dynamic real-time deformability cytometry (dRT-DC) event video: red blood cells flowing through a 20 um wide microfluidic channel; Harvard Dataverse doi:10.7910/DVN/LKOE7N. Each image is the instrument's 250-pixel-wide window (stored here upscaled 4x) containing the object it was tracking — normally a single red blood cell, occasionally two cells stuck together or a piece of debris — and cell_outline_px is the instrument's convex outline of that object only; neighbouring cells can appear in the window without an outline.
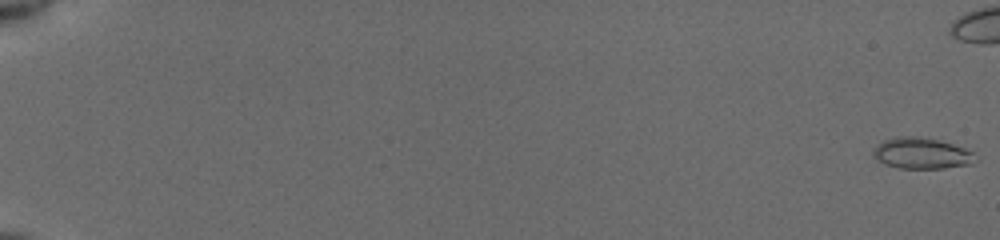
{"species": "common noctule bat (a hibernating species)", "species_latin": "Nyctalus noctula", "temperature_condition": "cold", "stored_images_in_passage": 49, "camera_frame_rate_fps": 3000, "um_per_image_px": 0.085, "animal": {"sex": "female", "body_mass_g": 19.5, "forearm_length_mm": 54.1}, "frame": {"image": 1, "passage_image": 1, "time_ms": 0.0, "image_size_px": [1000, 240], "cell_outline_px": [[976, 160], [972, 164], [944, 168], [900, 168], [884, 164], [872, 156], [872, 148], [876, 144], [884, 140], [896, 136], [912, 136], [936, 140], [952, 144], [964, 148], [972, 152]], "centroid_in_image_um": [78.27, 13.03], "position_along_channel_um": 6.7, "area_um2": 18.44}}
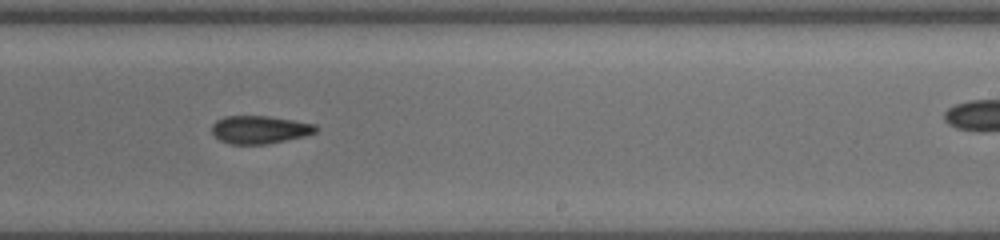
{"frame": {"image": 2, "passage_image": 37, "time_ms": 12.0, "image_size_px": [1000, 240], "cell_outline_px": [[320, 128], [316, 132], [304, 136], [288, 140], [268, 144], [228, 144], [220, 140], [212, 132], [212, 124], [216, 120], [224, 116], [268, 116], [316, 124]], "centroid_in_image_um": [22.09, 11.02], "position_along_channel_um": 266.9, "area_um2": 17.05}}
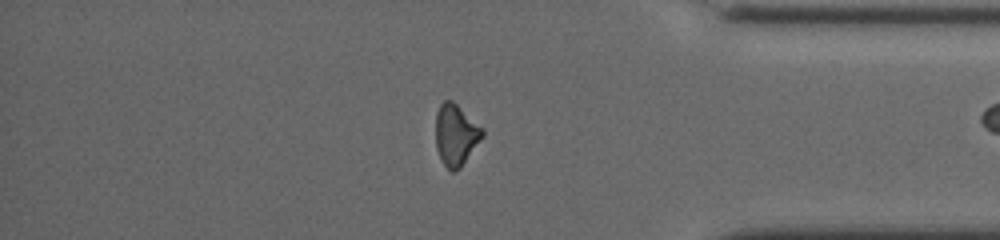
{"frame": {"image": 3, "passage_image": 48, "time_ms": 15.667, "image_size_px": [1000, 240], "cell_outline_px": [[484, 136], [460, 168], [452, 172], [440, 160], [436, 148], [436, 112], [440, 104], [444, 100], [452, 100], [484, 128]], "centroid_in_image_um": [38.75, 11.45], "position_along_channel_um": 396.5, "area_um2": 16.82}}